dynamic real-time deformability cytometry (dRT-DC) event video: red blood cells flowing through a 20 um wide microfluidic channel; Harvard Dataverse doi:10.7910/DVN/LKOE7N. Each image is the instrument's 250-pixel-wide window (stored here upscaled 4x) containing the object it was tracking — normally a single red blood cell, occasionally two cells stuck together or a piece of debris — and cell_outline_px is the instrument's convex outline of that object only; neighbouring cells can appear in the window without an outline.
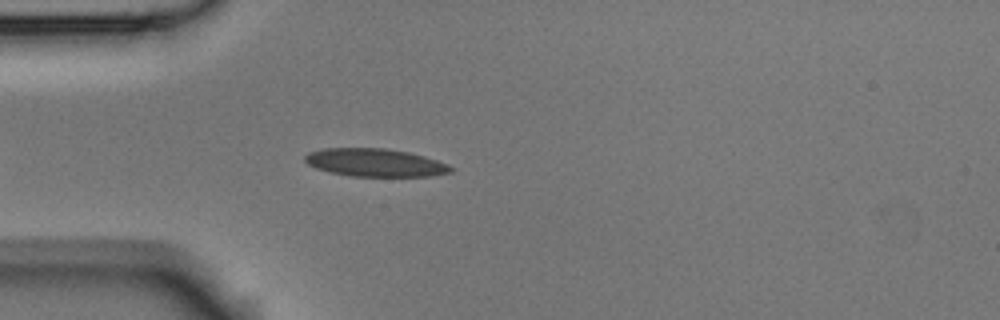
{"species": "Egyptian fruit bat (a non-hibernating species)", "species_latin": "Rousettus aegyptiacus", "temperature_condition": "room temperature", "stored_images_in_passage": 13, "camera_frame_rate_fps": 3000, "um_per_image_px": 0.085, "animal": {"sex": "male"}, "frame": {"image": 1, "passage_image": 6, "time_ms": 1.667, "image_size_px": [1000, 320], "cell_outline_px": [[456, 168], [452, 172], [432, 176], [352, 176], [332, 172], [316, 168], [308, 164], [304, 160], [304, 156], [308, 152], [324, 148], [384, 148], [408, 152], [424, 156], [448, 164]], "centroid_in_image_um": [31.91, 13.82], "position_along_channel_um": 53.1, "area_um2": 23.76}}
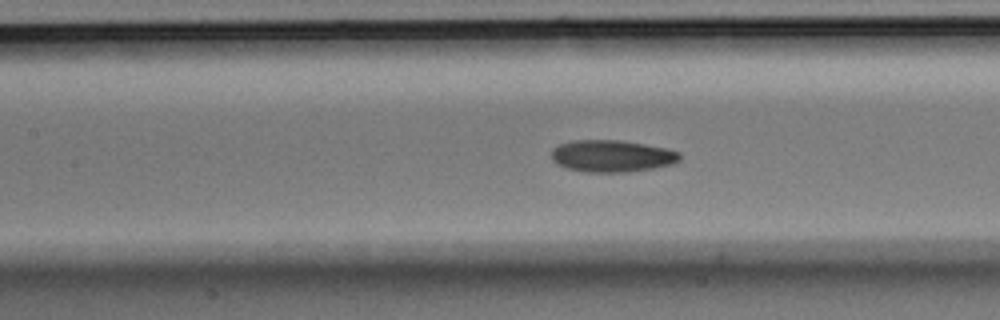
{"frame": {"image": 2, "passage_image": 11, "time_ms": 3.333, "image_size_px": [1000, 320], "cell_outline_px": [[680, 160], [672, 164], [652, 168], [628, 172], [584, 172], [568, 168], [556, 164], [552, 160], [552, 148], [560, 144], [572, 140], [620, 140], [668, 148], [680, 152]], "centroid_in_image_um": [52.01, 13.26], "position_along_channel_um": 155.4, "area_um2": 23.99}}